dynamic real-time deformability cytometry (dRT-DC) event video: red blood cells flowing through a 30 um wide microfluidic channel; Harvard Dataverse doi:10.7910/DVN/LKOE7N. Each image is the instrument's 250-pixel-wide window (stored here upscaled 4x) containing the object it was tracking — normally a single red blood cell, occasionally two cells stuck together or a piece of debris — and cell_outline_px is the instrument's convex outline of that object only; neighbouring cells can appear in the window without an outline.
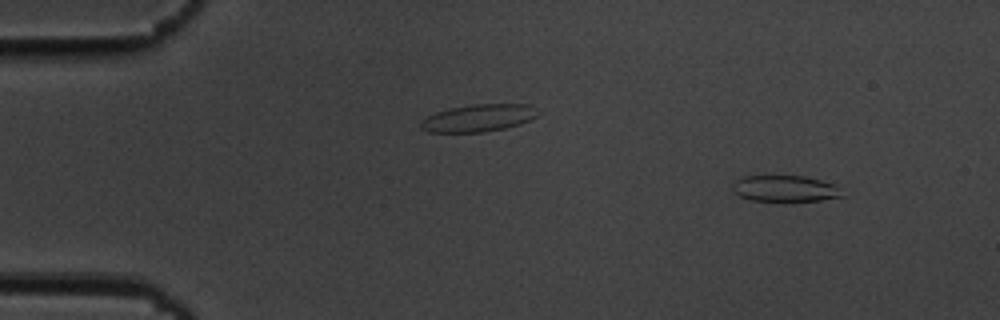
{"species": "common noctule bat (a hibernating species)", "species_latin": "Nyctalus noctula", "temperature_condition": "cold", "stored_images_in_passage": 54, "camera_frame_rate_fps": 3000, "um_per_image_px": 0.085, "animal": {"sex": "male", "body_mass_g": 19.5, "forearm_length_mm": 54.6}, "frame": {"image": 1, "passage_image": 5, "time_ms": 1.333, "image_size_px": [1000, 320], "cell_outline_px": [[844, 196], [820, 200], [784, 204], [752, 200], [740, 196], [732, 192], [732, 184], [740, 176], [804, 176], [836, 184]], "centroid_in_image_um": [66.7, 16.07], "position_along_channel_um": 18.3, "area_um2": 17.57}}
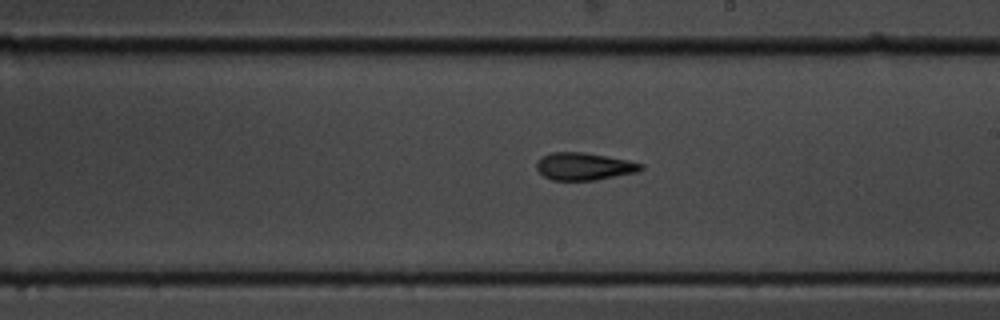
{"frame": {"image": 2, "passage_image": 31, "time_ms": 10.0, "image_size_px": [1000, 320], "cell_outline_px": [[644, 168], [636, 172], [596, 180], [552, 180], [544, 176], [536, 168], [536, 160], [540, 156], [552, 152], [584, 152], [628, 160], [644, 164]], "centroid_in_image_um": [49.62, 14.13], "position_along_channel_um": 239.4, "area_um2": 16.76}}
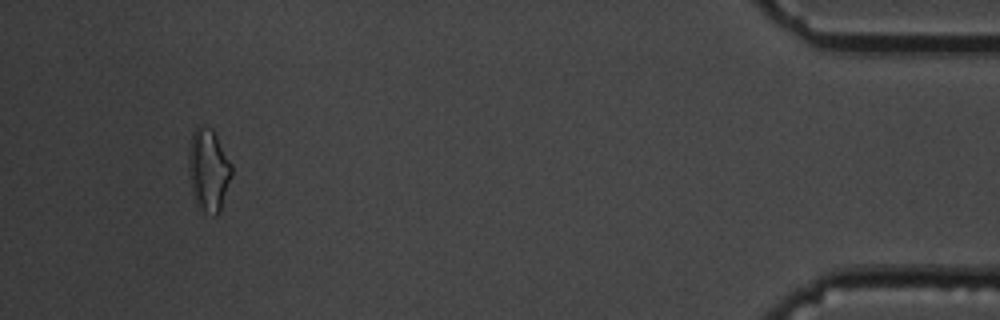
{"frame": {"image": 3, "passage_image": 51, "time_ms": 16.667, "image_size_px": [1000, 320], "cell_outline_px": [[232, 176], [220, 212], [216, 216], [212, 216], [204, 212], [196, 204], [192, 192], [188, 172], [188, 148], [192, 132], [200, 124], [212, 128], [232, 164]], "centroid_in_image_um": [17.71, 14.46], "position_along_channel_um": 417.5, "area_um2": 21.15}, "authors_computed_cell_mechanics": {"area_um2": 17.1666, "velocity_mm_per_s": 3.672, "shape_relaxation_time_tau1_ms": 4.5086, "shape_relaxation_time_tau2_ms": 2.9541, "deformation_change_tau1": 0.1806, "deformation_change_tau2": 0.1265}}